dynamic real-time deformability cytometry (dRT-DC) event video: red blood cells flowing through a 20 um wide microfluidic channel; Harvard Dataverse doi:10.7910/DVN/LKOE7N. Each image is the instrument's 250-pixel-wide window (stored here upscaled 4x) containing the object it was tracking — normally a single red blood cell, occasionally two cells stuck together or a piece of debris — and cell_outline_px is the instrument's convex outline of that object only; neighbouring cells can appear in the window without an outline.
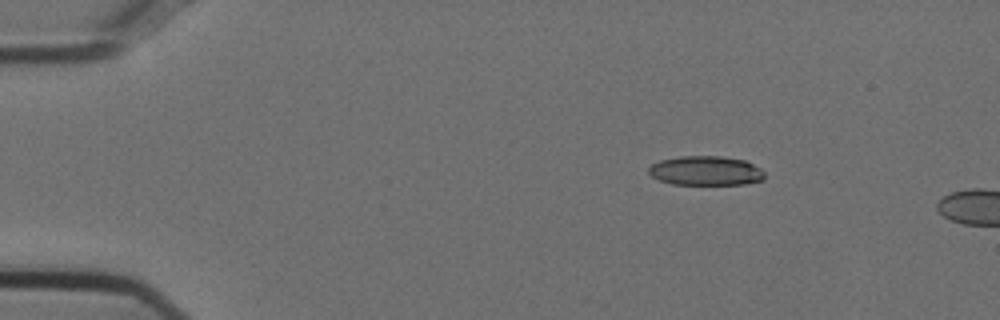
{"species": "Egyptian fruit bat (a non-hibernating species)", "species_latin": "Rousettus aegyptiacus", "temperature_condition": "cold", "stored_images_in_passage": 4, "camera_frame_rate_fps": 3000, "um_per_image_px": 0.085, "animal": {"sex": "female"}, "frame": {"image": 1, "passage_image": 1, "time_ms": 0.0, "image_size_px": [1000, 320], "cell_outline_px": [[764, 180], [744, 184], [672, 184], [660, 180], [652, 176], [648, 172], [648, 168], [652, 164], [660, 160], [680, 156], [720, 156], [744, 160], [760, 168], [764, 172]], "centroid_in_image_um": [59.99, 14.51], "position_along_channel_um": 25.0, "area_um2": 19.77}}